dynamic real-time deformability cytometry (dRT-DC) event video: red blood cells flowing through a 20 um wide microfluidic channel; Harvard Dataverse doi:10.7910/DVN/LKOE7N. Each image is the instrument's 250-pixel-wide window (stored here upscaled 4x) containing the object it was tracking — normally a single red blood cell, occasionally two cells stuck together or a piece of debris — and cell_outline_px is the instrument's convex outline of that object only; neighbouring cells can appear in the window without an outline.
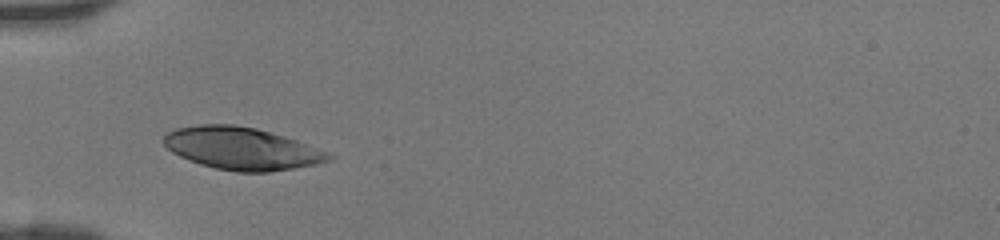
{"species": "human", "species_latin": "Homo sapiens", "temperature_condition": "room temperature", "stored_images_in_passage": 31, "camera_frame_rate_fps": 3000, "um_per_image_px": 0.085, "donor": {"sex": "female"}, "frame": {"image": 1, "passage_image": 1, "time_ms": 0.0, "image_size_px": [1000, 240], "cell_outline_px": [[336, 156], [332, 160], [316, 164], [268, 172], [236, 172], [216, 168], [200, 164], [180, 156], [172, 152], [164, 144], [164, 136], [168, 132], [176, 128], [200, 124], [232, 124], [256, 128], [284, 136], [296, 140]], "centroid_in_image_um": [20.54, 12.62], "position_along_channel_um": 64.5, "area_um2": 40.46}}
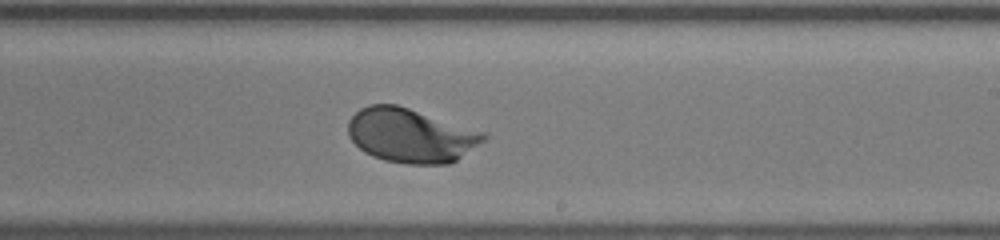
{"frame": {"image": 2, "passage_image": 14, "time_ms": 4.333, "image_size_px": [1000, 240], "cell_outline_px": [[488, 136], [484, 140], [456, 160], [448, 164], [408, 164], [384, 160], [372, 156], [364, 152], [348, 136], [348, 120], [360, 108], [368, 104], [396, 104], [488, 132]], "centroid_in_image_um": [34.92, 11.5], "position_along_channel_um": 254.1, "area_um2": 42.95}}
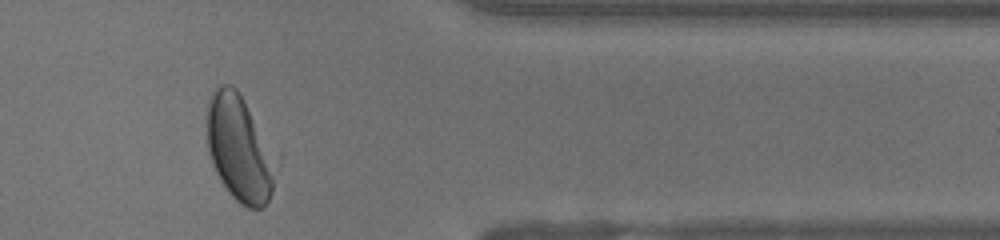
{"frame": {"image": 3, "passage_image": 24, "time_ms": 7.667, "image_size_px": [1000, 240], "cell_outline_px": [[272, 192], [264, 208], [248, 208], [240, 204], [228, 192], [220, 180], [216, 172], [208, 152], [208, 104], [216, 84], [232, 84], [236, 88], [252, 120], [272, 180]], "centroid_in_image_um": [20.15, 12.66], "position_along_channel_um": 391.2, "area_um2": 38.55}}